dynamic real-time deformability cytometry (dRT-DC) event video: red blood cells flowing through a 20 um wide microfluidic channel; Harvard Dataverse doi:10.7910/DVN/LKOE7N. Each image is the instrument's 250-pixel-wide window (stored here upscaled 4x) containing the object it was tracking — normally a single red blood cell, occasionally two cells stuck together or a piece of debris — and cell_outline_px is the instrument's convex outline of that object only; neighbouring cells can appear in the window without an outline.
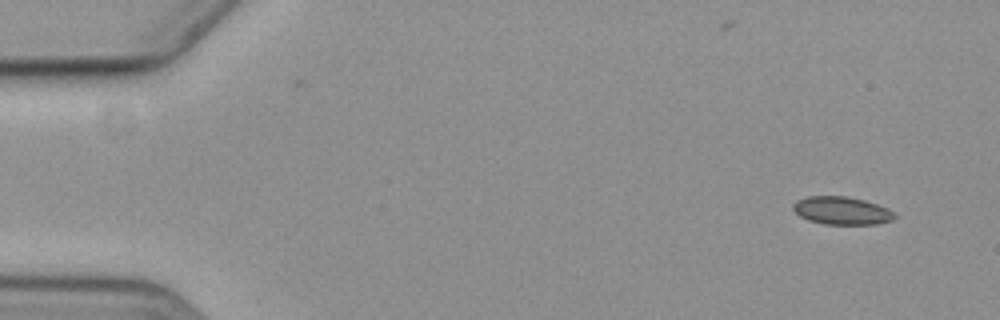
{"species": "common noctule bat (a hibernating species)", "species_latin": "Nyctalus noctula", "temperature_condition": "cold", "stored_images_in_passage": 5, "camera_frame_rate_fps": 3000, "um_per_image_px": 0.085, "animal": {"sex": "female", "body_mass_g": 19.3, "forearm_length_mm": 54.1}, "frame": {"image": 1, "passage_image": 1, "time_ms": 0.0, "image_size_px": [1000, 320], "cell_outline_px": [[896, 216], [892, 220], [876, 224], [824, 224], [808, 220], [800, 216], [792, 208], [792, 204], [796, 200], [808, 196], [844, 196], [864, 200], [888, 208]], "centroid_in_image_um": [71.52, 17.9], "position_along_channel_um": 13.5, "area_um2": 16.42}}
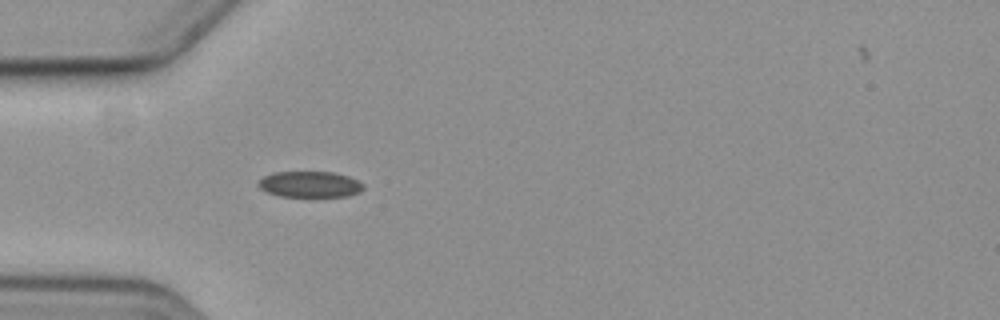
{"frame": {"image": 2, "passage_image": 5, "time_ms": 4.667, "image_size_px": [1000, 320], "cell_outline_px": [[364, 188], [360, 192], [348, 196], [280, 196], [268, 192], [260, 188], [256, 184], [264, 176], [272, 172], [332, 172], [348, 176], [364, 184]], "centroid_in_image_um": [26.34, 15.66], "position_along_channel_um": 58.7, "area_um2": 15.84}}